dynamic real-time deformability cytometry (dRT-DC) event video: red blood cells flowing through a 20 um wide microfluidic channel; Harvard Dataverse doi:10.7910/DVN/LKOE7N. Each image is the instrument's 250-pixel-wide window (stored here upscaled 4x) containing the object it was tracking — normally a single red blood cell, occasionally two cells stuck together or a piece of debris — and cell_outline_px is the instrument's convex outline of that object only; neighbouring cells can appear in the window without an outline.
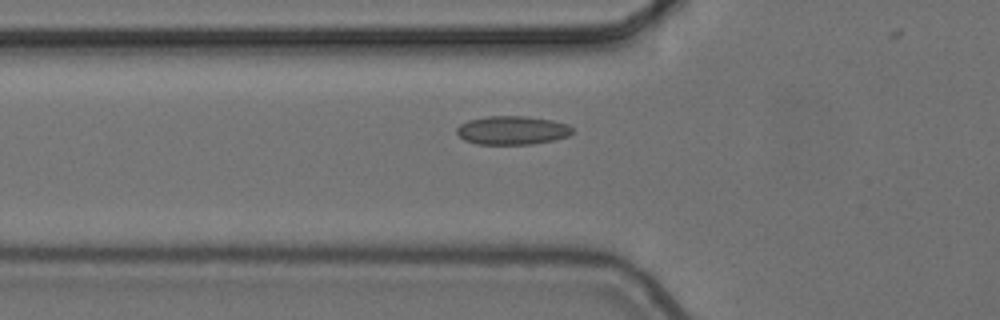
{"species": "common noctule bat (a hibernating species)", "species_latin": "Nyctalus noctula", "temperature_condition": "cold", "stored_images_in_passage": 3, "camera_frame_rate_fps": 3000, "um_per_image_px": 0.085, "animal": {"sex": "female", "body_mass_g": 24.6, "forearm_length_mm": 56.2}, "frame": {"image": 1, "passage_image": 3, "time_ms": 0.667, "image_size_px": [1000, 320], "cell_outline_px": [[572, 132], [568, 136], [552, 140], [532, 144], [476, 144], [464, 140], [456, 132], [456, 128], [460, 124], [468, 120], [488, 116], [524, 116], [552, 120], [568, 124], [572, 128]], "centroid_in_image_um": [43.51, 11.07], "position_along_channel_um": 82.3, "area_um2": 19.25}}